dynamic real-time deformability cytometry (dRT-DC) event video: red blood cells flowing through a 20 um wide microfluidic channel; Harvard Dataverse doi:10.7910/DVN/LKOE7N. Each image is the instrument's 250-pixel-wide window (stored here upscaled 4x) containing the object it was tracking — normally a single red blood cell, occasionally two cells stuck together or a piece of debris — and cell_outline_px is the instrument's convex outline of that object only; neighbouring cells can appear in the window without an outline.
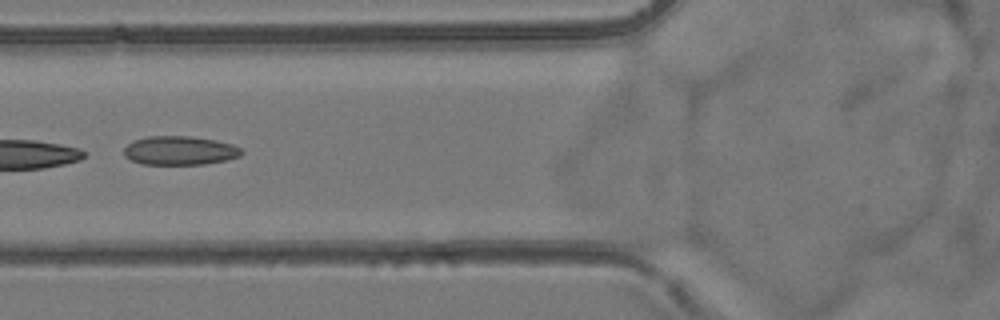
{"species": "common noctule bat (a hibernating species)", "species_latin": "Nyctalus noctula", "temperature_condition": "room temperature", "stored_images_in_passage": 2, "camera_frame_rate_fps": 3000, "um_per_image_px": 0.085, "animal": {"sex": "female", "body_mass_g": 24.6, "forearm_length_mm": 56.2}, "frame": {"image": 1, "passage_image": 2, "time_ms": 1.0, "image_size_px": [1000, 320], "cell_outline_px": [[244, 152], [240, 156], [224, 160], [204, 164], [140, 164], [124, 156], [124, 148], [128, 144], [136, 140], [148, 136], [192, 136], [216, 140], [232, 144], [240, 148]], "centroid_in_image_um": [15.28, 12.79], "position_along_channel_um": 110.5, "area_um2": 19.71}}